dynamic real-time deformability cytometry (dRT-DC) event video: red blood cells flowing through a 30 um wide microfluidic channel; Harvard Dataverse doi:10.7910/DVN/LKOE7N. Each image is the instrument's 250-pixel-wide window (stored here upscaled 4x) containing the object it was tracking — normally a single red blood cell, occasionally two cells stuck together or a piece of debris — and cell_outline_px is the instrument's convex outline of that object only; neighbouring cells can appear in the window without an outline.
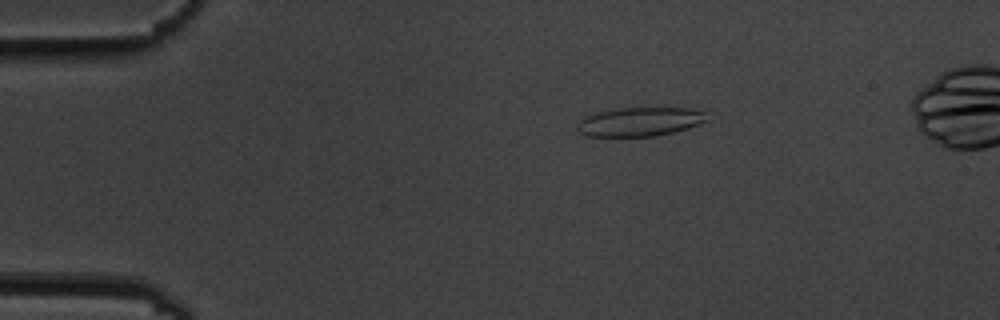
{"species": "common noctule bat (a hibernating species)", "species_latin": "Nyctalus noctula", "temperature_condition": "cold", "stored_images_in_passage": 6, "camera_frame_rate_fps": 3000, "um_per_image_px": 0.085, "animal": {"sex": "male", "body_mass_g": 19.5, "forearm_length_mm": 54.6}, "frame": {"image": 1, "passage_image": 4, "time_ms": 3.333, "image_size_px": [1000, 320], "cell_outline_px": [[708, 120], [700, 124], [688, 128], [656, 136], [584, 136], [576, 128], [580, 120], [584, 116], [596, 112], [620, 108], [692, 108], [704, 112]], "centroid_in_image_um": [54.37, 10.34], "position_along_channel_um": 30.6, "area_um2": 21.85}}